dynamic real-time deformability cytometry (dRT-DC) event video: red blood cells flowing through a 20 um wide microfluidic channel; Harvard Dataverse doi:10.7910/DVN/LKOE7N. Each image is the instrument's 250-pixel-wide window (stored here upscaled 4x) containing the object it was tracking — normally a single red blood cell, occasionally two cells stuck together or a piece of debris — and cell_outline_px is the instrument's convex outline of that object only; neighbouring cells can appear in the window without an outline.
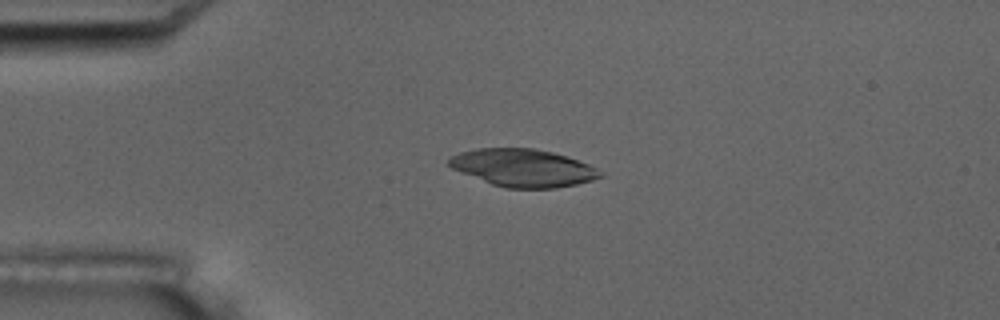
{"species": "common noctule bat (a hibernating species)", "species_latin": "Nyctalus noctula", "temperature_condition": "room temperature", "stored_images_in_passage": 4, "camera_frame_rate_fps": 3000, "um_per_image_px": 0.085, "animal": {"sex": "male", "body_mass_g": 17.5, "forearm_length_mm": 52.3}, "frame": {"image": 1, "passage_image": 3, "time_ms": 3.333, "image_size_px": [1000, 320], "cell_outline_px": [[604, 176], [592, 180], [576, 184], [556, 188], [504, 188], [492, 184], [452, 168], [444, 164], [448, 156], [460, 152], [476, 148], [532, 148], [552, 152], [568, 156], [588, 164], [604, 172]], "centroid_in_image_um": [44.44, 14.26], "position_along_channel_um": 40.6, "area_um2": 33.35}}